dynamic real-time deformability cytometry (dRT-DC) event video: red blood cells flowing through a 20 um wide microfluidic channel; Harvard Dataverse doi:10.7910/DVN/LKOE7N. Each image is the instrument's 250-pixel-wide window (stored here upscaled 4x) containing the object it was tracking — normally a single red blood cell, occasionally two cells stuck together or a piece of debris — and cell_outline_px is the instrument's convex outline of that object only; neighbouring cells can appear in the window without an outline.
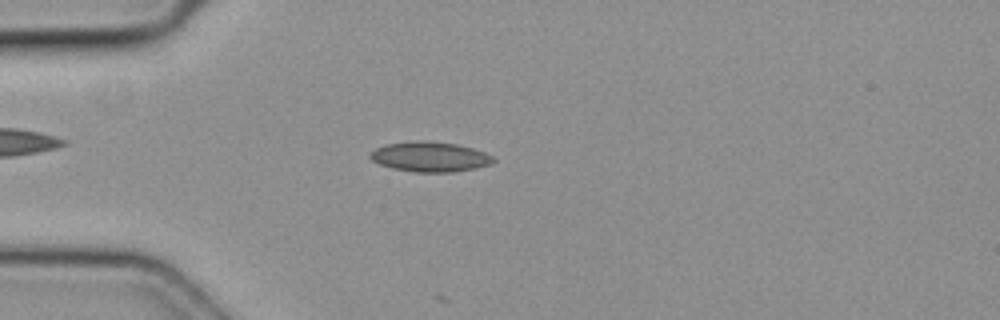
{"species": "common noctule bat (a hibernating species)", "species_latin": "Nyctalus noctula", "temperature_condition": "cold", "stored_images_in_passage": 4, "camera_frame_rate_fps": 3000, "um_per_image_px": 0.085, "animal": {"sex": "female", "body_mass_g": 19.3, "forearm_length_mm": 54.1}, "frame": {"image": 1, "passage_image": 4, "time_ms": 1.0, "image_size_px": [1000, 320], "cell_outline_px": [[496, 160], [492, 164], [476, 168], [452, 172], [412, 172], [392, 168], [380, 164], [372, 160], [368, 156], [376, 148], [384, 144], [420, 140], [424, 140], [456, 144], [472, 148], [484, 152], [492, 156]], "centroid_in_image_um": [36.55, 13.33], "position_along_channel_um": 48.5, "area_um2": 21.56}}